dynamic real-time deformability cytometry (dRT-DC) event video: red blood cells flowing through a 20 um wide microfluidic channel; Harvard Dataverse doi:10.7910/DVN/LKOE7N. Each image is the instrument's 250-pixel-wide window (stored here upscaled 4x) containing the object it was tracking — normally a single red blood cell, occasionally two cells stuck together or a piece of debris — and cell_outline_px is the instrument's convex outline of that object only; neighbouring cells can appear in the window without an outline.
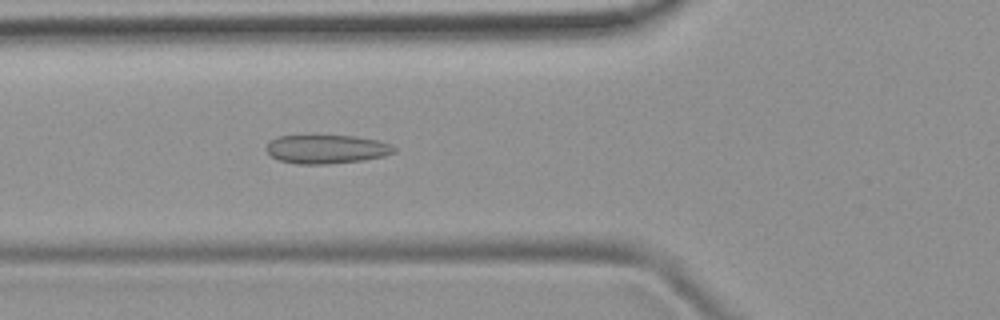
{"species": "common noctule bat (a hibernating species)", "species_latin": "Nyctalus noctula", "temperature_condition": "room temperature", "stored_images_in_passage": 49, "camera_frame_rate_fps": 3000, "um_per_image_px": 0.085, "animal": {"sex": "female", "body_mass_g": 19.9}, "frame": {"image": 1, "passage_image": 17, "time_ms": 5.333, "image_size_px": [1000, 320], "cell_outline_px": [[396, 152], [384, 156], [364, 160], [324, 164], [296, 164], [280, 160], [272, 156], [264, 148], [272, 140], [280, 136], [356, 136], [376, 140], [392, 144], [396, 148]], "centroid_in_image_um": [27.8, 12.68], "position_along_channel_um": 98.0, "area_um2": 21.27}}
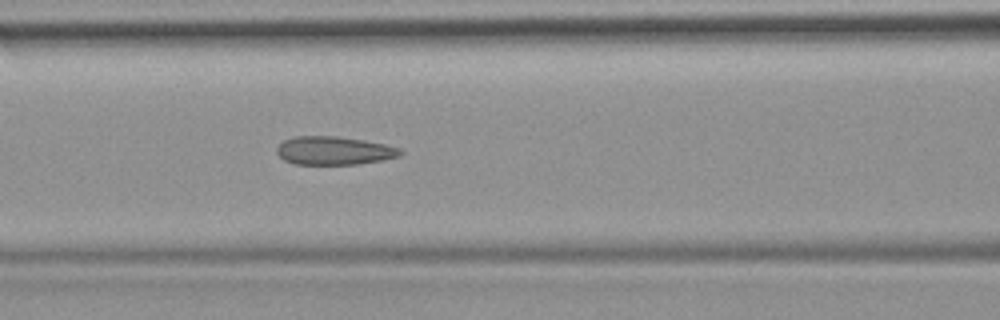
{"frame": {"image": 2, "passage_image": 20, "time_ms": 6.333, "image_size_px": [1000, 320], "cell_outline_px": [[404, 152], [400, 156], [380, 160], [356, 164], [296, 164], [284, 160], [276, 152], [276, 148], [284, 140], [292, 136], [336, 136], [364, 140], [384, 144], [400, 148]], "centroid_in_image_um": [28.38, 12.79], "position_along_channel_um": 138.2, "area_um2": 20.35}}
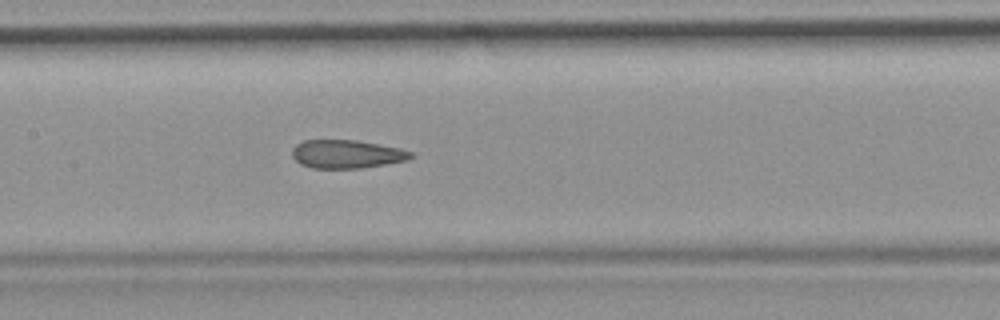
{"frame": {"image": 3, "passage_image": 23, "time_ms": 7.333, "image_size_px": [1000, 320], "cell_outline_px": [[416, 156], [408, 160], [360, 168], [312, 168], [300, 164], [292, 156], [292, 148], [296, 144], [304, 140], [356, 140], [400, 148], [412, 152]], "centroid_in_image_um": [29.47, 13.09], "position_along_channel_um": 177.9, "area_um2": 19.65}, "authors_computed_cell_mechanics": {"area_um2": 20.8658, "velocity_mm_per_s": 3.9787, "shape_relaxation_time_tau1_ms": null, "shape_relaxation_time_tau2_ms": 2.0166, "deformation_change_tau1": null, "deformation_change_tau2": 0.0817}}